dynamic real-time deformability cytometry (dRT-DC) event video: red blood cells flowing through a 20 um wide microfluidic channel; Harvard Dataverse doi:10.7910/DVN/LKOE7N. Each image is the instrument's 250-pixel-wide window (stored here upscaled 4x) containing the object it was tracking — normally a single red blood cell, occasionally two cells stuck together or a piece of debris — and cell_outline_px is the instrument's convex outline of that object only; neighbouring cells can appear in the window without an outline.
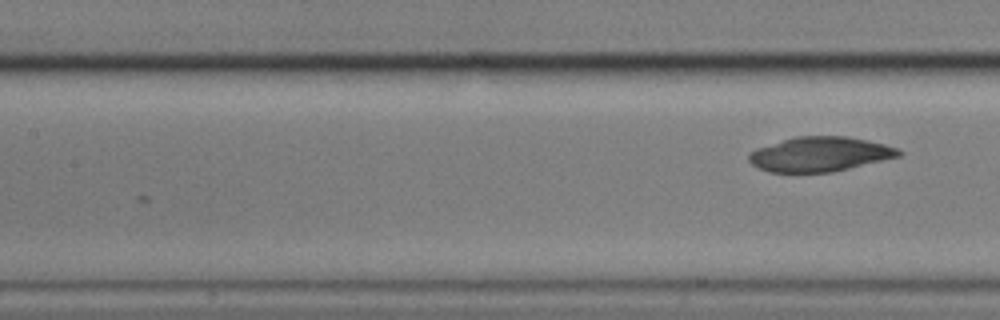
{"species": "common noctule bat (a hibernating species)", "species_latin": "Nyctalus noctula", "temperature_condition": "cold", "stored_images_in_passage": 6, "camera_frame_rate_fps": 3000, "um_per_image_px": 0.085, "animal": {"sex": "male", "body_mass_g": 17.9}, "frame": {"image": 1, "passage_image": 6, "time_ms": 1.667, "image_size_px": [1000, 320], "cell_outline_px": [[904, 152], [900, 156], [832, 172], [768, 172], [752, 164], [748, 160], [748, 156], [756, 148], [796, 136], [848, 136], [868, 140], [900, 148]], "centroid_in_image_um": [69.72, 13.1], "position_along_channel_um": 137.7, "area_um2": 30.17}}